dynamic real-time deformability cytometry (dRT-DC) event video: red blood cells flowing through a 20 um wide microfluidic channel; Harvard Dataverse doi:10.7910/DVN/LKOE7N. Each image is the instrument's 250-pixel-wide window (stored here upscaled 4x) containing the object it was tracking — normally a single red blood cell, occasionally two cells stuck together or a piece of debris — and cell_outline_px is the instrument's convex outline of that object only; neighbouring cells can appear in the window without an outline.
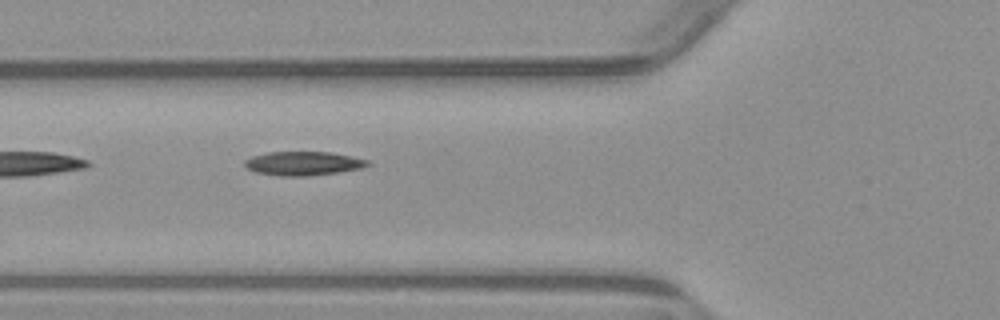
{"species": "common noctule bat (a hibernating species)", "species_latin": "Nyctalus noctula", "temperature_condition": "warm", "stored_images_in_passage": 3, "camera_frame_rate_fps": 3000, "um_per_image_px": 0.085, "animal": {"sex": "male", "body_mass_g": 23.1, "forearm_length_mm": 52.7}, "frame": {"image": 1, "passage_image": 3, "time_ms": 2.667, "image_size_px": [1000, 320], "cell_outline_px": [[372, 164], [360, 168], [340, 172], [308, 176], [280, 176], [256, 172], [248, 168], [244, 164], [244, 160], [252, 156], [268, 152], [332, 152], [352, 156], [368, 160]], "centroid_in_image_um": [25.79, 13.89], "position_along_channel_um": 100.0, "area_um2": 17.17}}